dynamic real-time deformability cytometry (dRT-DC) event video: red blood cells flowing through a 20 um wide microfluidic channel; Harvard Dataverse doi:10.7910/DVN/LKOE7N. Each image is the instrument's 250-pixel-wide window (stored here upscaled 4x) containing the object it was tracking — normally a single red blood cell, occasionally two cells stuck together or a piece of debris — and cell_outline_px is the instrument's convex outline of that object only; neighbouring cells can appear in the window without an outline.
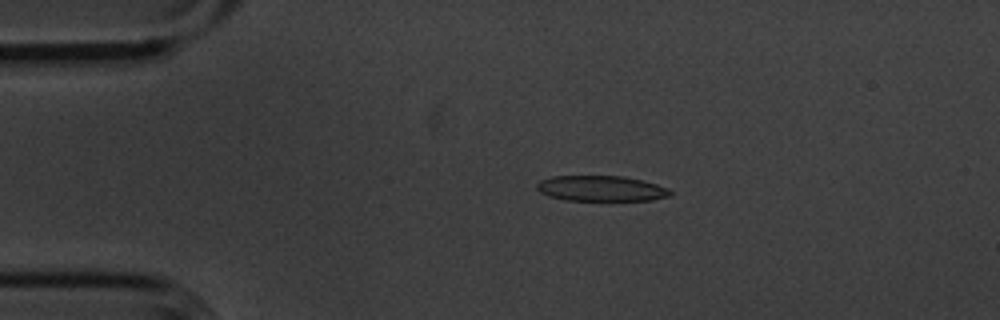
{"species": "common noctule bat (a hibernating species)", "species_latin": "Nyctalus noctula", "temperature_condition": "cold", "stored_images_in_passage": 54, "camera_frame_rate_fps": 3000, "um_per_image_px": 0.085, "animal": {"sex": "male", "body_mass_g": 20.1, "forearm_length_mm": 53.5}, "frame": {"image": 1, "passage_image": 10, "time_ms": 3.0, "image_size_px": [1000, 320], "cell_outline_px": [[672, 196], [652, 200], [568, 200], [548, 196], [540, 192], [536, 188], [536, 184], [540, 180], [552, 176], [624, 176], [656, 184], [668, 188], [672, 192]], "centroid_in_image_um": [51.1, 16.02], "position_along_channel_um": 33.9, "area_um2": 19.83}}
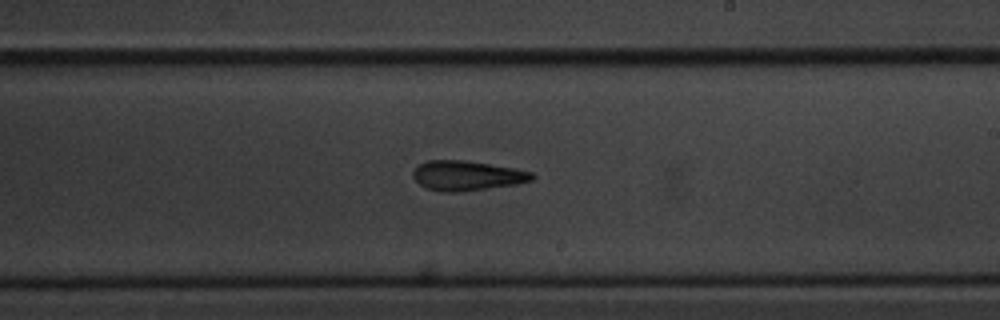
{"frame": {"image": 2, "passage_image": 31, "time_ms": 10.0, "image_size_px": [1000, 320], "cell_outline_px": [[536, 176], [532, 180], [516, 184], [460, 192], [444, 192], [428, 188], [420, 184], [412, 176], [412, 172], [420, 164], [428, 160], [464, 160], [516, 168], [532, 172]], "centroid_in_image_um": [39.71, 14.92], "position_along_channel_um": 249.3, "area_um2": 20.58}}
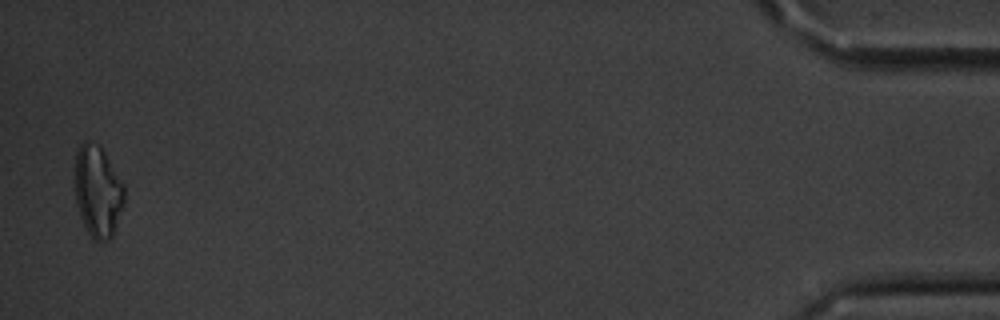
{"frame": {"image": 3, "passage_image": 53, "time_ms": 17.333, "image_size_px": [1000, 320], "cell_outline_px": [[124, 204], [112, 236], [108, 240], [92, 240], [80, 216], [76, 204], [72, 180], [76, 152], [80, 144], [84, 140], [88, 140], [100, 148], [104, 152], [124, 184]], "centroid_in_image_um": [8.26, 16.25], "position_along_channel_um": 426.9, "area_um2": 26.76}, "authors_computed_cell_mechanics": {"area_um2": 20.7791, "velocity_mm_per_s": 3.6222, "shape_relaxation_time_tau1_ms": 3.6888, "shape_relaxation_time_tau2_ms": 4.0131, "deformation_change_tau1": 0.1223, "deformation_change_tau2": 0.1501}}